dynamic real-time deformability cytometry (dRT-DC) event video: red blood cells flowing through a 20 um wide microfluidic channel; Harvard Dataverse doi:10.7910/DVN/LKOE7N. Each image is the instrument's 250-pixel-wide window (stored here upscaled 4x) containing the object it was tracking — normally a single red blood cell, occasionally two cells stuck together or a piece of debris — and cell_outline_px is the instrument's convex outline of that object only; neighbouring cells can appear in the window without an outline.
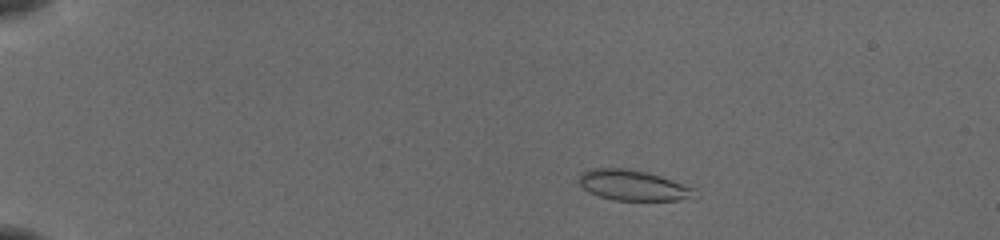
{"species": "common noctule bat (a hibernating species)", "species_latin": "Nyctalus noctula", "temperature_condition": "cold", "stored_images_in_passage": 45, "camera_frame_rate_fps": 3000, "um_per_image_px": 0.085, "animal": {"sex": "female", "body_mass_g": 19.5, "forearm_length_mm": 54.1}, "frame": {"image": 1, "passage_image": 2, "time_ms": 0.333, "image_size_px": [1000, 240], "cell_outline_px": [[696, 200], [612, 200], [588, 192], [580, 184], [580, 172], [592, 168], [628, 168], [648, 172], [660, 176], [692, 188]], "centroid_in_image_um": [53.79, 15.75], "position_along_channel_um": 31.2, "area_um2": 20.46}}
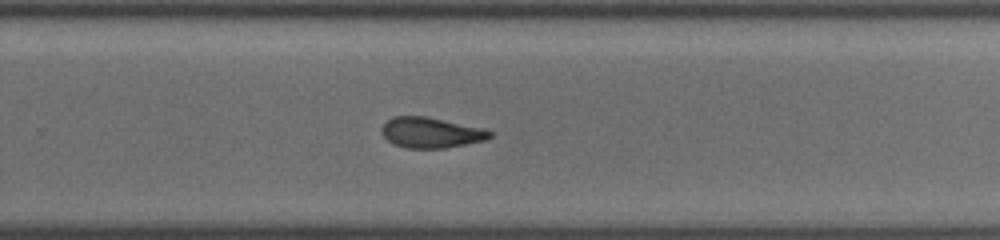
{"frame": {"image": 2, "passage_image": 29, "time_ms": 9.333, "image_size_px": [1000, 240], "cell_outline_px": [[492, 136], [484, 140], [444, 148], [408, 148], [392, 144], [384, 136], [380, 128], [392, 116], [424, 116], [484, 128], [492, 132]], "centroid_in_image_um": [36.61, 11.27], "position_along_channel_um": 293.2, "area_um2": 19.07}}
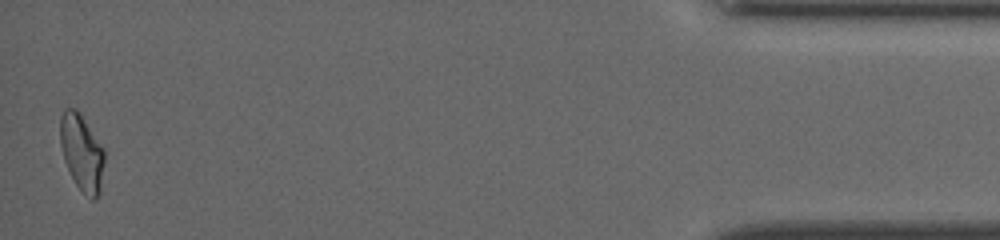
{"frame": {"image": 3, "passage_image": 45, "time_ms": 14.667, "image_size_px": [1000, 240], "cell_outline_px": [[104, 160], [100, 192], [96, 200], [92, 200], [76, 184], [64, 160], [60, 144], [60, 116], [64, 108], [76, 108], [80, 112], [104, 148]], "centroid_in_image_um": [6.95, 12.92], "position_along_channel_um": 428.2, "area_um2": 19.71}, "authors_computed_cell_mechanics": {"area_um2": 19.7098, "velocity_mm_per_s": 3.8925, "shape_relaxation_time_tau1_ms": 9.2343, "shape_relaxation_time_tau2_ms": 3.0909, "deformation_change_tau1": 0.1778, "deformation_change_tau2": 0.0868}}